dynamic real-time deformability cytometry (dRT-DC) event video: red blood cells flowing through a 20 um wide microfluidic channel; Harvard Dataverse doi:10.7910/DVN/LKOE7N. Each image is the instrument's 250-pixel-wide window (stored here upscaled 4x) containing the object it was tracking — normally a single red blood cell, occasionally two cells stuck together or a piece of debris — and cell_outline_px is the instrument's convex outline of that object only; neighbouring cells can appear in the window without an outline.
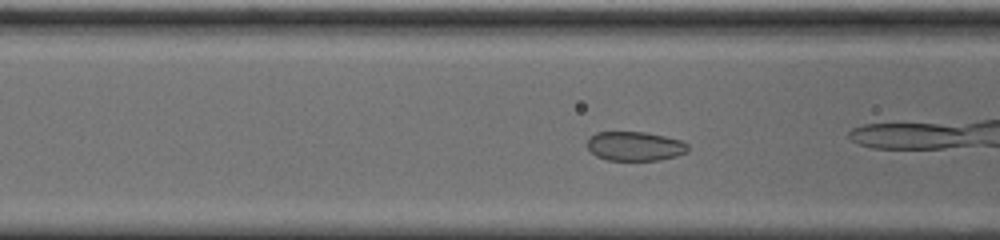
{"species": "common noctule bat (a hibernating species)", "species_latin": "Nyctalus noctula", "temperature_condition": "cold", "stored_images_in_passage": 30, "camera_frame_rate_fps": 3000, "um_per_image_px": 0.085, "animal": {"sex": "male", "body_mass_g": 20.0, "forearm_length_mm": 53.3}, "frame": {"image": 1, "passage_image": 5, "time_ms": 1.333, "image_size_px": [1000, 240], "cell_outline_px": [[688, 152], [676, 156], [660, 160], [608, 160], [596, 156], [588, 148], [588, 140], [596, 132], [644, 132], [664, 136], [680, 140], [688, 144]], "centroid_in_image_um": [53.99, 12.43], "position_along_channel_um": 112.6, "area_um2": 17.05}}
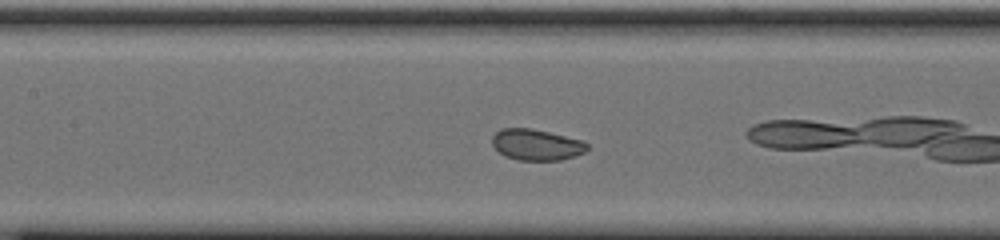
{"frame": {"image": 2, "passage_image": 9, "time_ms": 2.667, "image_size_px": [1000, 240], "cell_outline_px": [[588, 148], [584, 152], [560, 160], [516, 160], [504, 156], [492, 144], [492, 136], [500, 128], [532, 128], [580, 140], [588, 144]], "centroid_in_image_um": [45.55, 12.3], "position_along_channel_um": 161.9, "area_um2": 17.05}}